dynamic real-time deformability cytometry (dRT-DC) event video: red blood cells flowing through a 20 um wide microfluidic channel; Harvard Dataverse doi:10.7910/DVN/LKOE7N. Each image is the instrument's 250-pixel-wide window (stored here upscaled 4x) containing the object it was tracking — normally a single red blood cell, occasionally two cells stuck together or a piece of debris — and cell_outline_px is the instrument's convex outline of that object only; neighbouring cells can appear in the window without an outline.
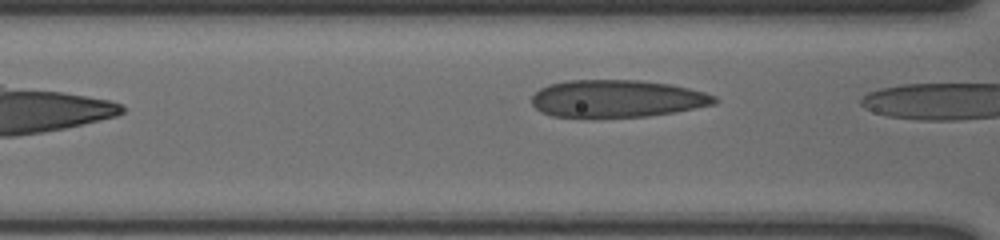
{"species": "human", "species_latin": "Homo sapiens", "temperature_condition": "cold", "stored_images_in_passage": 9, "camera_frame_rate_fps": 3000, "um_per_image_px": 0.085, "donor": {"sex": "male"}, "frame": {"image": 1, "passage_image": 8, "time_ms": 2.333, "image_size_px": [1000, 240], "cell_outline_px": [[720, 100], [716, 104], [672, 112], [648, 116], [552, 116], [540, 112], [532, 104], [532, 96], [540, 88], [548, 84], [568, 80], [640, 80], [672, 84], [704, 92], [716, 96]], "centroid_in_image_um": [52.46, 8.36], "position_along_channel_um": 114.1, "area_um2": 39.59}}